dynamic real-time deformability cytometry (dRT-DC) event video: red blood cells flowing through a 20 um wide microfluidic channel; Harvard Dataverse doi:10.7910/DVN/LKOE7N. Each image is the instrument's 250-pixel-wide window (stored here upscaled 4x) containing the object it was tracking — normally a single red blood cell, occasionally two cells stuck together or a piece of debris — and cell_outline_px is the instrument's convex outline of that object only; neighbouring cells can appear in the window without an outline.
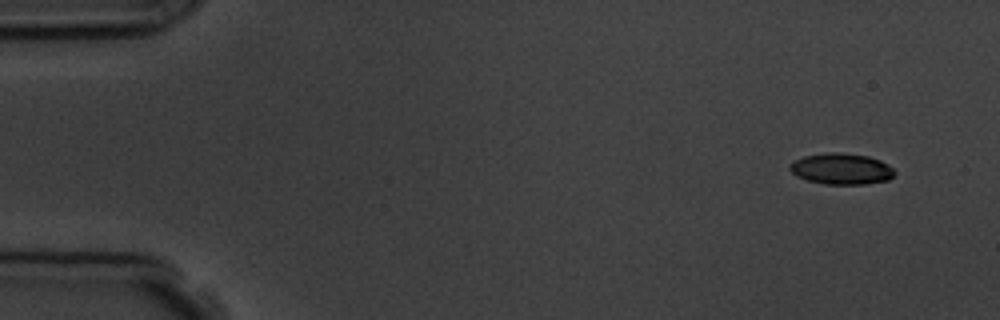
{"species": "common noctule bat (a hibernating species)", "species_latin": "Nyctalus noctula", "temperature_condition": "room temperature", "stored_images_in_passage": 5, "camera_frame_rate_fps": 3000, "um_per_image_px": 0.085, "animal": {"sex": "male", "body_mass_g": 19.5, "forearm_length_mm": 54.6}, "frame": {"image": 1, "passage_image": 1, "time_ms": 0.0, "image_size_px": [1000, 320], "cell_outline_px": [[896, 172], [888, 180], [864, 184], [824, 184], [808, 180], [796, 176], [788, 168], [788, 164], [804, 156], [828, 152], [840, 152], [868, 156], [880, 160], [888, 164]], "centroid_in_image_um": [71.51, 14.35], "position_along_channel_um": 13.5, "area_um2": 19.02}}
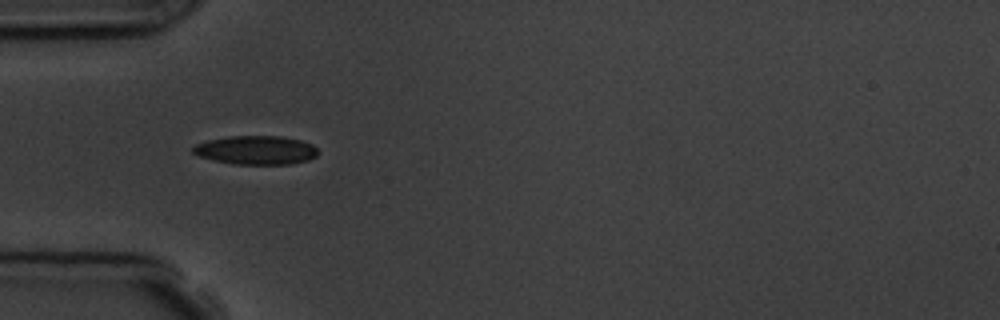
{"frame": {"image": 2, "passage_image": 4, "time_ms": 4.333, "image_size_px": [1000, 320], "cell_outline_px": [[320, 152], [316, 156], [308, 160], [292, 164], [232, 164], [212, 160], [200, 156], [192, 152], [192, 148], [196, 144], [208, 140], [228, 136], [280, 136], [300, 140], [312, 144]], "centroid_in_image_um": [21.77, 12.76], "position_along_channel_um": 63.2, "area_um2": 21.04}}